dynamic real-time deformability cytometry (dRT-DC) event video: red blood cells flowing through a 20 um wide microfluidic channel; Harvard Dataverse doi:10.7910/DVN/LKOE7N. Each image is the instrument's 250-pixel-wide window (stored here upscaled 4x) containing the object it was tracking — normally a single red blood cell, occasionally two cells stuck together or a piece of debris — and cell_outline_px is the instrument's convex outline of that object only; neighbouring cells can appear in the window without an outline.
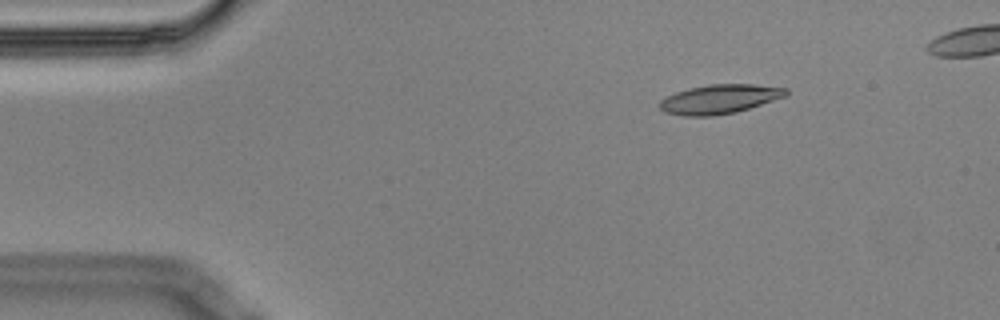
{"species": "Egyptian fruit bat (a non-hibernating species)", "species_latin": "Rousettus aegyptiacus", "temperature_condition": "cold", "stored_images_in_passage": 6, "camera_frame_rate_fps": 3000, "um_per_image_px": 0.085, "animal": {"sex": "male"}, "frame": {"image": 1, "passage_image": 3, "time_ms": 0.667, "image_size_px": [1000, 320], "cell_outline_px": [[788, 96], [736, 112], [712, 116], [684, 116], [664, 112], [660, 108], [660, 100], [676, 92], [688, 88], [712, 84], [752, 84], [788, 88]], "centroid_in_image_um": [61.19, 8.42], "position_along_channel_um": 23.8, "area_um2": 21.5}}